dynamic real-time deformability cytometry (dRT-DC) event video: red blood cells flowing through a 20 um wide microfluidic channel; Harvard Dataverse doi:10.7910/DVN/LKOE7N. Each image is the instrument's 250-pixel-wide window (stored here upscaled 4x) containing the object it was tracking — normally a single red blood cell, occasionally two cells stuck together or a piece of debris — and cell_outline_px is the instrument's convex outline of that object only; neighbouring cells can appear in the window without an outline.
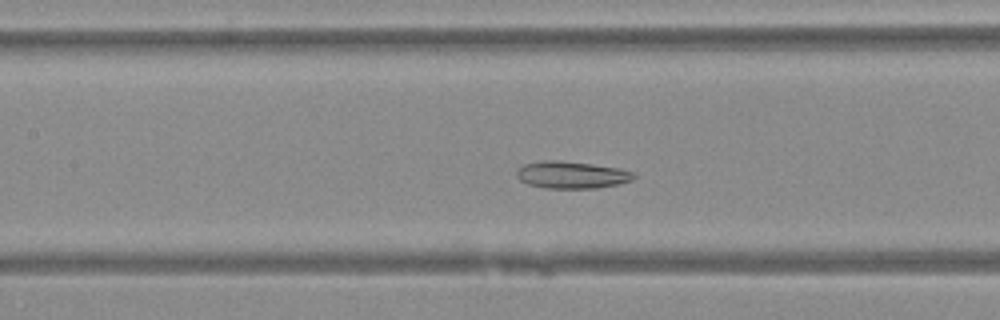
{"species": "Egyptian fruit bat (a non-hibernating species)", "species_latin": "Rousettus aegyptiacus", "temperature_condition": "warm", "stored_images_in_passage": 45, "camera_frame_rate_fps": 3000, "um_per_image_px": 0.085, "animal": {"sex": "female"}, "frame": {"image": 1, "passage_image": 19, "time_ms": 6.0, "image_size_px": [1000, 320], "cell_outline_px": [[636, 176], [632, 180], [620, 184], [596, 188], [544, 188], [528, 184], [520, 180], [516, 176], [516, 168], [524, 164], [544, 160], [556, 160], [592, 164], [620, 168], [636, 172]], "centroid_in_image_um": [48.6, 14.86], "position_along_channel_um": 158.8, "area_um2": 18.73}}
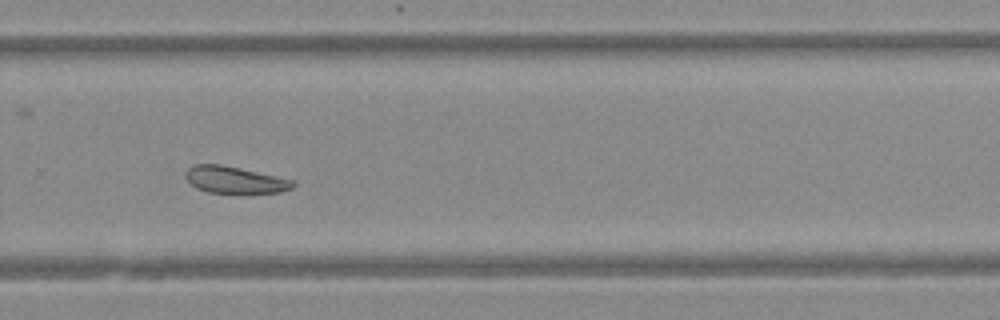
{"frame": {"image": 2, "passage_image": 30, "time_ms": 9.667, "image_size_px": [1000, 320], "cell_outline_px": [[296, 184], [292, 188], [280, 192], [252, 196], [236, 196], [208, 192], [196, 188], [184, 176], [184, 172], [192, 164], [220, 164], [240, 168], [296, 180]], "centroid_in_image_um": [20.01, 15.35], "position_along_channel_um": 309.8, "area_um2": 17.98}}
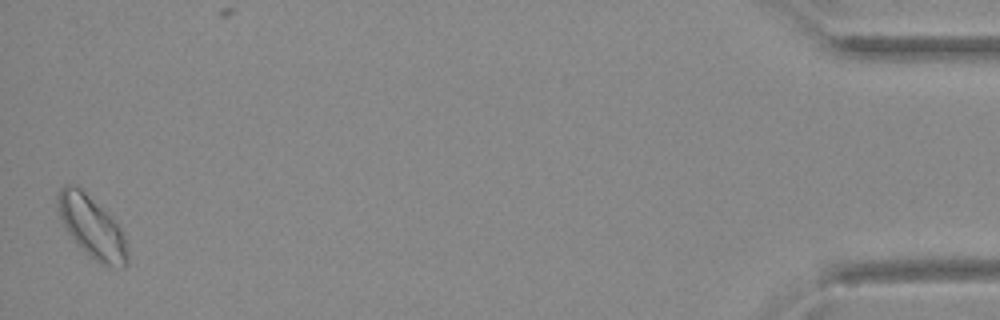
{"frame": {"image": 3, "passage_image": 45, "time_ms": 14.667, "image_size_px": [1000, 320], "cell_outline_px": [[128, 264], [124, 268], [120, 268], [100, 264], [68, 232], [60, 216], [56, 204], [56, 196], [60, 188], [64, 184], [76, 184], [120, 228], [124, 236], [128, 256]], "centroid_in_image_um": [7.8, 19.29], "position_along_channel_um": 427.4, "area_um2": 24.04}}